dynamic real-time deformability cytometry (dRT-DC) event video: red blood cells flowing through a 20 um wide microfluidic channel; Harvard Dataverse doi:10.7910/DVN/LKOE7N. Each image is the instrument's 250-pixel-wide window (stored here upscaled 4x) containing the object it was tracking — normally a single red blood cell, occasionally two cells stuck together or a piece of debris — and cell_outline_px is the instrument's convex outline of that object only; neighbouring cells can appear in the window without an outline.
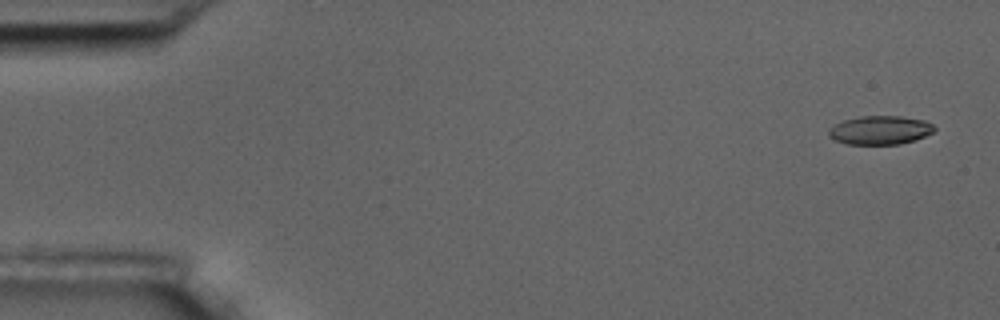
{"species": "common noctule bat (a hibernating species)", "species_latin": "Nyctalus noctula", "temperature_condition": "room temperature", "stored_images_in_passage": 5, "camera_frame_rate_fps": 3000, "um_per_image_px": 0.085, "animal": {"sex": "male", "body_mass_g": 17.5, "forearm_length_mm": 52.3}, "frame": {"image": 1, "passage_image": 1, "time_ms": 0.0, "image_size_px": [1000, 320], "cell_outline_px": [[936, 128], [932, 132], [916, 140], [900, 144], [844, 144], [828, 136], [828, 128], [844, 120], [860, 116], [900, 116], [924, 120], [932, 124]], "centroid_in_image_um": [74.79, 11.06], "position_along_channel_um": 10.2, "area_um2": 17.69}}